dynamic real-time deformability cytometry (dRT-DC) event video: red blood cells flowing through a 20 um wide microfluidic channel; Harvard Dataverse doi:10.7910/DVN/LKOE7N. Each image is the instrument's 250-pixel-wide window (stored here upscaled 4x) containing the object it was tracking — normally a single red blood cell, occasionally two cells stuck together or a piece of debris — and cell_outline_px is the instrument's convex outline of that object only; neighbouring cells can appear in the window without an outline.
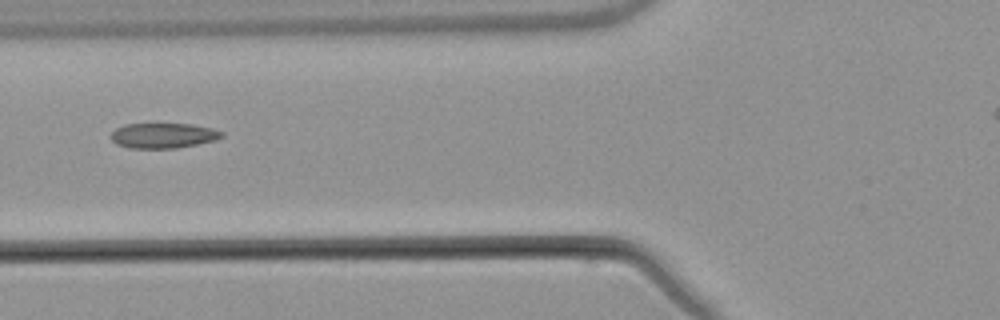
{"species": "common noctule bat (a hibernating species)", "species_latin": "Nyctalus noctula", "temperature_condition": "warm", "stored_images_in_passage": 2, "camera_frame_rate_fps": 3000, "um_per_image_px": 0.085, "animal": {"sex": "male", "body_mass_g": 21.5, "forearm_length_mm": 52.0}, "frame": {"image": 1, "passage_image": 2, "time_ms": 1.0, "image_size_px": [1000, 320], "cell_outline_px": [[224, 136], [216, 140], [176, 148], [132, 148], [116, 144], [112, 140], [112, 132], [116, 128], [124, 124], [192, 124], [212, 128], [224, 132]], "centroid_in_image_um": [13.9, 11.52], "position_along_channel_um": 111.9, "area_um2": 16.18}}